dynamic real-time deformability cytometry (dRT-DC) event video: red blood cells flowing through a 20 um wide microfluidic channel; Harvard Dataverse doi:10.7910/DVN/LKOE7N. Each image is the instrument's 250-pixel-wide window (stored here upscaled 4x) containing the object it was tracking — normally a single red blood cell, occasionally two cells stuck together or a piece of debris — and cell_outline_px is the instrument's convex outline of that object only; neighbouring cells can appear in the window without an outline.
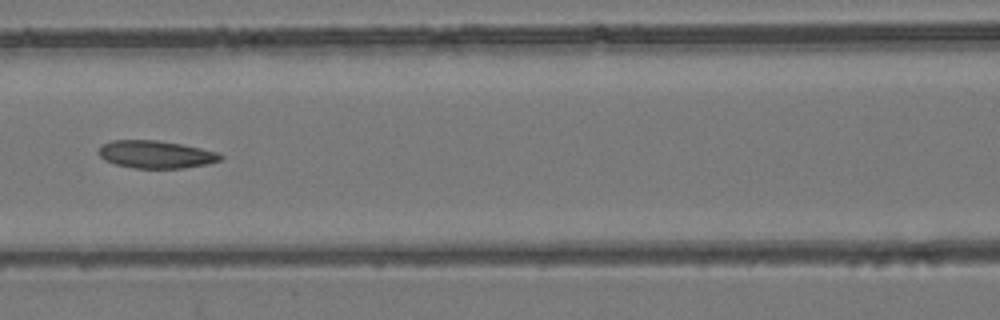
{"species": "common noctule bat (a hibernating species)", "species_latin": "Nyctalus noctula", "temperature_condition": "room temperature", "stored_images_in_passage": 10, "camera_frame_rate_fps": 3000, "um_per_image_px": 0.085, "animal": {"sex": "female", "body_mass_g": 24.6, "forearm_length_mm": 56.2}, "frame": {"image": 1, "passage_image": 7, "time_ms": 7.0, "image_size_px": [1000, 320], "cell_outline_px": [[224, 156], [220, 160], [208, 164], [184, 168], [136, 168], [116, 164], [104, 160], [96, 152], [104, 144], [112, 140], [156, 140], [180, 144], [220, 152]], "centroid_in_image_um": [13.27, 13.13], "position_along_channel_um": 153.3, "area_um2": 19.59}}
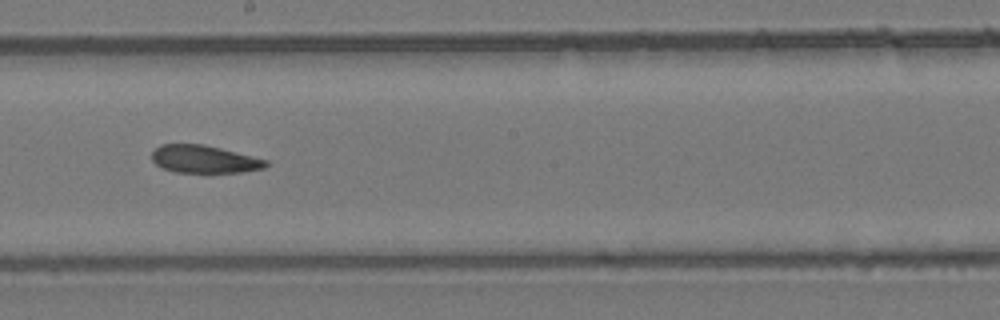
{"frame": {"image": 2, "passage_image": 9, "time_ms": 9.0, "image_size_px": [1000, 320], "cell_outline_px": [[268, 164], [264, 168], [240, 172], [176, 172], [164, 168], [156, 164], [152, 160], [152, 152], [160, 144], [204, 144], [268, 160]], "centroid_in_image_um": [17.35, 13.52], "position_along_channel_um": 230.9, "area_um2": 18.21}}
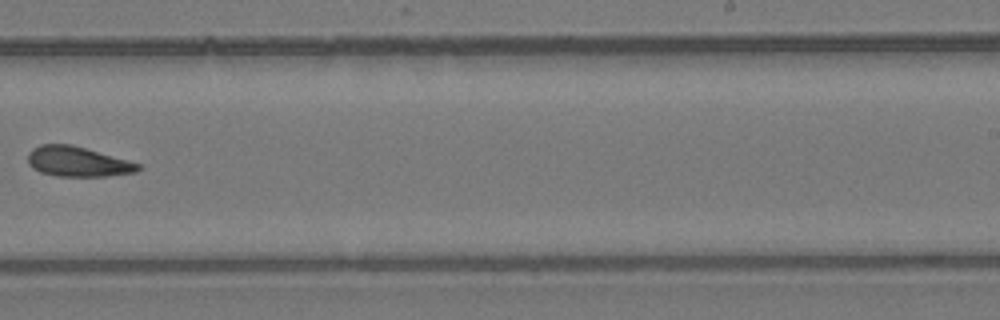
{"frame": {"image": 3, "passage_image": 10, "time_ms": 10.333, "image_size_px": [1000, 320], "cell_outline_px": [[140, 168], [136, 172], [108, 176], [56, 176], [40, 172], [32, 168], [28, 164], [28, 152], [32, 148], [40, 144], [72, 144], [128, 160], [140, 164]], "centroid_in_image_um": [6.57, 13.73], "position_along_channel_um": 282.4, "area_um2": 19.36}}